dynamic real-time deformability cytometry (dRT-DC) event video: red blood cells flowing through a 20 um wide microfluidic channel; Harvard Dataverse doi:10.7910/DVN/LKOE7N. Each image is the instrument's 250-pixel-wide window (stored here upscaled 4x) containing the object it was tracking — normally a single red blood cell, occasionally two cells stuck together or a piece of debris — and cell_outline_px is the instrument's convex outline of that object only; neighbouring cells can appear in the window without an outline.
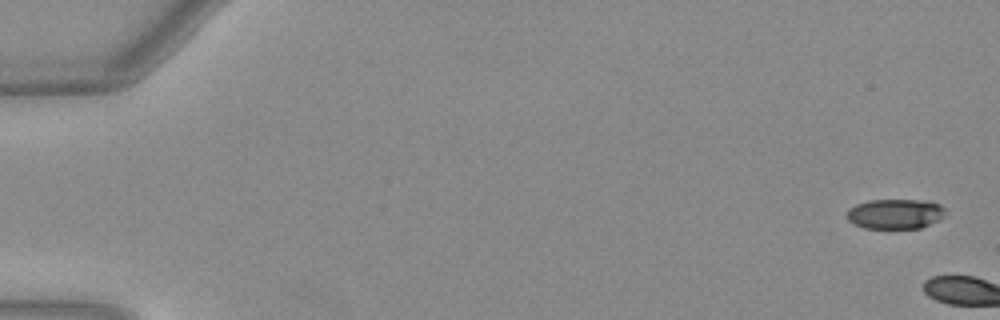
{"species": "Egyptian fruit bat (a non-hibernating species)", "species_latin": "Rousettus aegyptiacus", "temperature_condition": "warm", "stored_images_in_passage": 3, "camera_frame_rate_fps": 3000, "um_per_image_px": 0.085, "animal": {"sex": "female"}, "frame": {"image": 1, "passage_image": 1, "time_ms": 0.0, "image_size_px": [1000, 320], "cell_outline_px": [[944, 216], [940, 220], [920, 228], [864, 228], [848, 220], [848, 208], [856, 204], [868, 200], [924, 200], [940, 204], [944, 208]], "centroid_in_image_um": [76.11, 18.17], "position_along_channel_um": 8.9, "area_um2": 17.17}}